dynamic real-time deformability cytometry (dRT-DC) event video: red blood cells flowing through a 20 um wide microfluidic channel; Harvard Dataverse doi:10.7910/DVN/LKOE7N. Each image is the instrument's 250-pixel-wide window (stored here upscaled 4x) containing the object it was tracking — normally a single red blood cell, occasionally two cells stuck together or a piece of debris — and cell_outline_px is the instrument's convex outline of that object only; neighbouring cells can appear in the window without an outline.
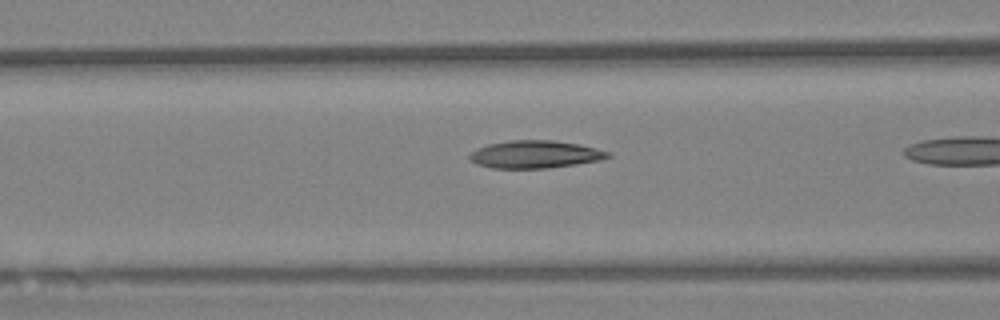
{"species": "Egyptian fruit bat (a non-hibernating species)", "species_latin": "Rousettus aegyptiacus", "temperature_condition": "warm", "stored_images_in_passage": 9, "camera_frame_rate_fps": 3000, "um_per_image_px": 0.085, "animal": {"sex": "female"}, "frame": {"image": 1, "passage_image": 8, "time_ms": 2.333, "image_size_px": [1000, 320], "cell_outline_px": [[612, 156], [600, 160], [576, 164], [548, 168], [492, 168], [476, 164], [468, 156], [476, 148], [488, 144], [508, 140], [552, 140], [576, 144], [596, 148], [612, 152]], "centroid_in_image_um": [45.49, 13.12], "position_along_channel_um": 121.1, "area_um2": 22.25}}